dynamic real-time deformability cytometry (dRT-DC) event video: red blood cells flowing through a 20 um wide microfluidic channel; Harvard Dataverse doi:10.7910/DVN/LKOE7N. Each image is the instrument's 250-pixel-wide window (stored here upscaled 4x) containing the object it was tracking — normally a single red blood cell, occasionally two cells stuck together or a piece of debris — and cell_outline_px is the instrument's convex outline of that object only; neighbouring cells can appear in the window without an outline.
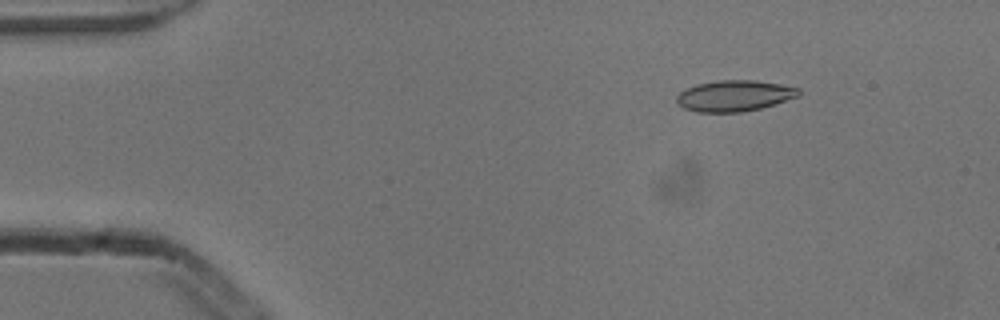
{"species": "common noctule bat (a hibernating species)", "species_latin": "Nyctalus noctula", "temperature_condition": "cold", "stored_images_in_passage": 4, "camera_frame_rate_fps": 3000, "um_per_image_px": 0.085, "animal": {"sex": "male", "body_mass_g": 13.3}, "frame": {"image": 1, "passage_image": 1, "time_ms": 0.0, "image_size_px": [1000, 320], "cell_outline_px": [[800, 96], [760, 108], [740, 112], [696, 112], [684, 108], [676, 100], [676, 96], [680, 92], [696, 84], [716, 80], [756, 80], [780, 84], [800, 88]], "centroid_in_image_um": [62.43, 8.13], "position_along_channel_um": 22.6, "area_um2": 22.02}}
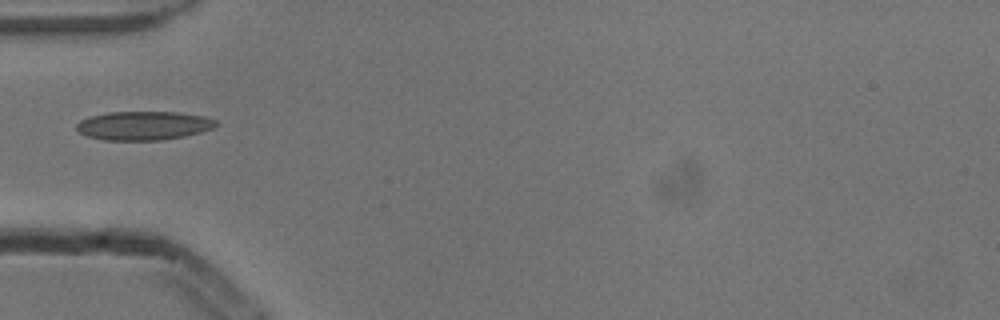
{"frame": {"image": 2, "passage_image": 4, "time_ms": 1.0, "image_size_px": [1000, 320], "cell_outline_px": [[216, 124], [212, 128], [200, 132], [184, 136], [160, 140], [104, 140], [88, 136], [80, 132], [76, 128], [76, 124], [80, 120], [88, 116], [108, 112], [180, 112], [204, 116], [216, 120]], "centroid_in_image_um": [12.18, 10.67], "position_along_channel_um": 72.8, "area_um2": 23.35}}